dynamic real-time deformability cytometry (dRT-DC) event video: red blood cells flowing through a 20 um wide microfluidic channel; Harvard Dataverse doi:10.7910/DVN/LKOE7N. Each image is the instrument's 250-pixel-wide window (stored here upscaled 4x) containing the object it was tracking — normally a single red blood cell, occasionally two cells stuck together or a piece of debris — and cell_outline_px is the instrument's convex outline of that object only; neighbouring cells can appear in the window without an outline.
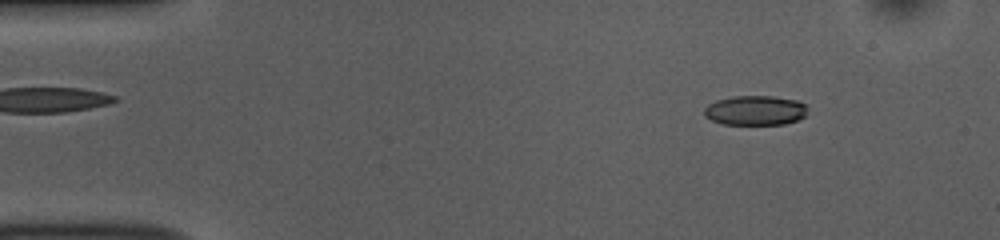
{"species": "common noctule bat (a hibernating species)", "species_latin": "Nyctalus noctula", "temperature_condition": "room temperature", "stored_images_in_passage": 53, "camera_frame_rate_fps": 3000, "um_per_image_px": 0.085, "animal": {"sex": "female", "body_mass_g": 10.0, "forearm_length_mm": 53.1}, "frame": {"image": 1, "passage_image": 6, "time_ms": 1.667, "image_size_px": [1000, 240], "cell_outline_px": [[808, 108], [804, 116], [796, 120], [784, 124], [720, 124], [704, 116], [704, 108], [708, 104], [716, 100], [732, 96], [772, 96], [796, 100], [804, 104]], "centroid_in_image_um": [64.16, 9.38], "position_along_channel_um": 20.8, "area_um2": 17.86}}
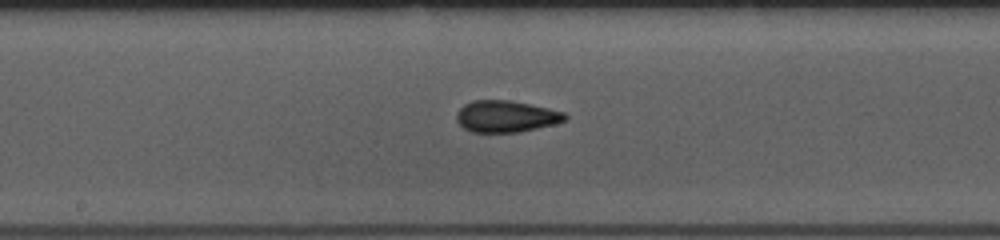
{"frame": {"image": 2, "passage_image": 27, "time_ms": 8.667, "image_size_px": [1000, 240], "cell_outline_px": [[568, 120], [556, 124], [516, 132], [472, 132], [464, 128], [456, 120], [456, 112], [464, 104], [472, 100], [508, 100], [548, 108], [564, 112], [568, 116]], "centroid_in_image_um": [43.01, 9.89], "position_along_channel_um": 205.2, "area_um2": 20.0}}
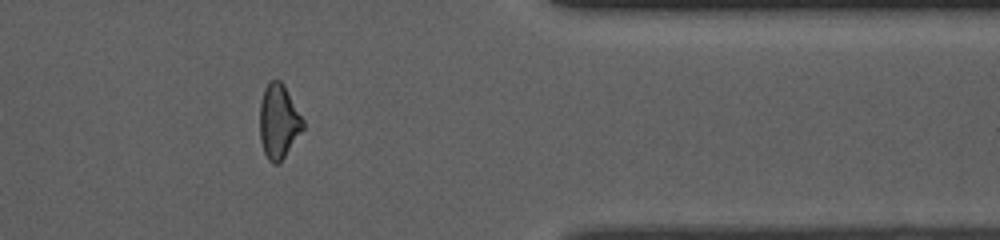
{"frame": {"image": 3, "passage_image": 43, "time_ms": 14.0, "image_size_px": [1000, 240], "cell_outline_px": [[304, 128], [284, 156], [276, 164], [272, 164], [268, 160], [264, 152], [260, 140], [260, 104], [264, 88], [268, 80], [280, 80], [284, 84], [304, 120]], "centroid_in_image_um": [23.67, 10.29], "position_along_channel_um": 387.7, "area_um2": 18.67}, "authors_computed_cell_mechanics": {"area_um2": 19.1318, "velocity_mm_per_s": 3.7525, "shape_relaxation_time_tau1_ms": 7.7067, "shape_relaxation_time_tau2_ms": 1.944, "deformation_change_tau1": 0.1735, "deformation_change_tau2": 0.0862}}